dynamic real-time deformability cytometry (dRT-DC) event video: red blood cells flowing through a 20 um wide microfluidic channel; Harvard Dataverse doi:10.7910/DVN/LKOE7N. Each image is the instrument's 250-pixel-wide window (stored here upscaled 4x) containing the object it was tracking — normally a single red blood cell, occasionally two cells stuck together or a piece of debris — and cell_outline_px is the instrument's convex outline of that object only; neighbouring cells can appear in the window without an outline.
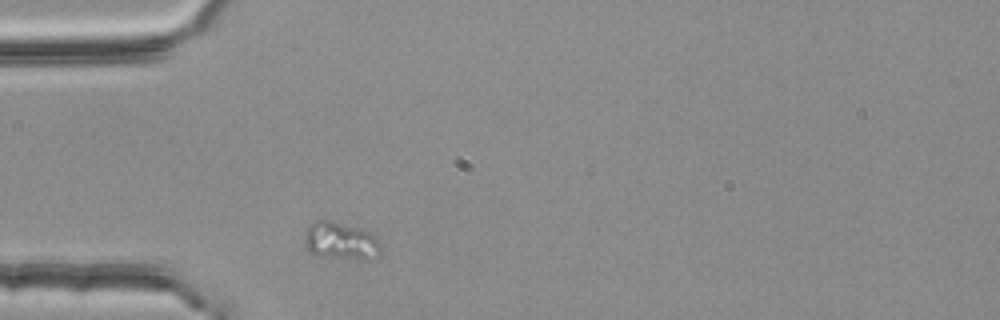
{"species": "common noctule bat (a hibernating species)", "species_latin": "Nyctalus noctula", "temperature_condition": "room temperature", "stored_images_in_passage": 1, "camera_frame_rate_fps": 3000, "um_per_image_px": 0.085, "animal": {"sex": "female", "body_mass_g": 25.1}, "frame": {"image": 1, "passage_image": 1, "time_ms": 0.0, "image_size_px": [1000, 320], "cell_outline_px": [[380, 252], [368, 260], [356, 260], [320, 256], [308, 252], [304, 244], [304, 236], [308, 228], [316, 220], [328, 220], [356, 228], [368, 232], [376, 236], [380, 244]], "centroid_in_image_um": [28.94, 20.52], "position_along_channel_um": 56.1, "area_um2": 16.59}}